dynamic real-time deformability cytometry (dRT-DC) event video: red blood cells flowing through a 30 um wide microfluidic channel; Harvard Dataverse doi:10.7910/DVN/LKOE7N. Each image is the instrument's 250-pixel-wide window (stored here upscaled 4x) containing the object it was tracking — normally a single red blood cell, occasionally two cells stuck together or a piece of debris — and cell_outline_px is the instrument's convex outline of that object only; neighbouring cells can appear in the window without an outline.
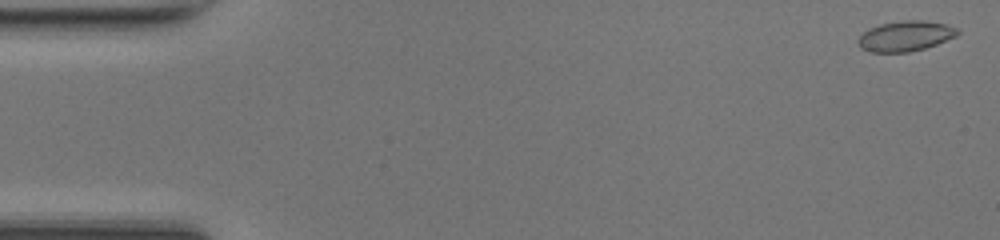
{"species": "common noctule bat (a hibernating species)", "species_latin": "Nyctalus noctula", "temperature_condition": "room temperature", "stored_images_in_passage": 49, "camera_frame_rate_fps": 3000, "um_per_image_px": 0.085, "animal": {"sex": "female", "body_mass_g": 17.0, "forearm_length_mm": 48.0}, "frame": {"image": 1, "passage_image": 2, "time_ms": 0.333, "image_size_px": [1000, 240], "cell_outline_px": [[960, 32], [956, 36], [936, 44], [924, 48], [908, 52], [868, 52], [860, 48], [856, 44], [856, 40], [868, 28], [880, 24], [904, 20], [924, 20], [944, 24], [960, 28]], "centroid_in_image_um": [76.93, 3.06], "position_along_channel_um": 8.1, "area_um2": 17.69}}
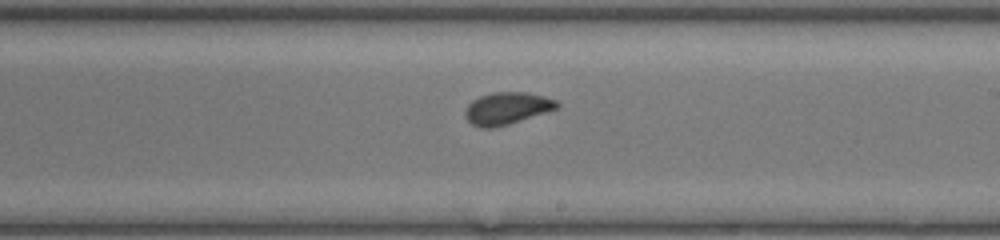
{"frame": {"image": 2, "passage_image": 29, "time_ms": 9.333, "image_size_px": [1000, 240], "cell_outline_px": [[560, 108], [508, 124], [492, 128], [480, 128], [472, 124], [464, 116], [464, 112], [468, 104], [472, 100], [480, 96], [492, 92], [528, 92], [544, 96], [556, 100], [560, 104]], "centroid_in_image_um": [43.1, 9.2], "position_along_channel_um": 245.9, "area_um2": 17.34}}
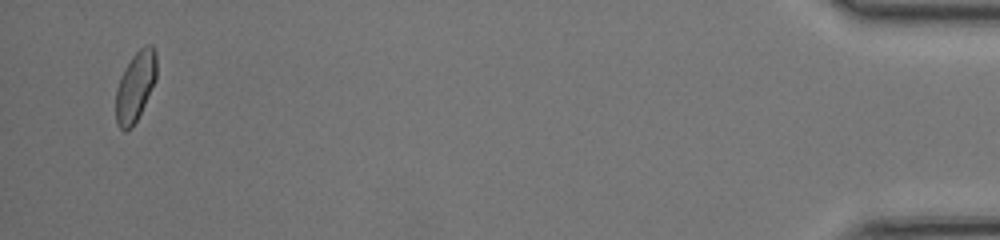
{"frame": {"image": 3, "passage_image": 48, "time_ms": 15.667, "image_size_px": [1000, 240], "cell_outline_px": [[156, 80], [132, 128], [124, 132], [116, 124], [116, 88], [120, 76], [124, 68], [132, 56], [140, 48], [148, 44], [152, 44], [156, 52]], "centroid_in_image_um": [11.49, 7.34], "position_along_channel_um": 423.7, "area_um2": 16.59}, "authors_computed_cell_mechanics": {"area_um2": 16.8198, "velocity_mm_per_s": 4.2589, "shape_relaxation_time_tau1_ms": 7.2016, "shape_relaxation_time_tau2_ms": null, "deformation_change_tau1": 0.1495, "deformation_change_tau2": null}}